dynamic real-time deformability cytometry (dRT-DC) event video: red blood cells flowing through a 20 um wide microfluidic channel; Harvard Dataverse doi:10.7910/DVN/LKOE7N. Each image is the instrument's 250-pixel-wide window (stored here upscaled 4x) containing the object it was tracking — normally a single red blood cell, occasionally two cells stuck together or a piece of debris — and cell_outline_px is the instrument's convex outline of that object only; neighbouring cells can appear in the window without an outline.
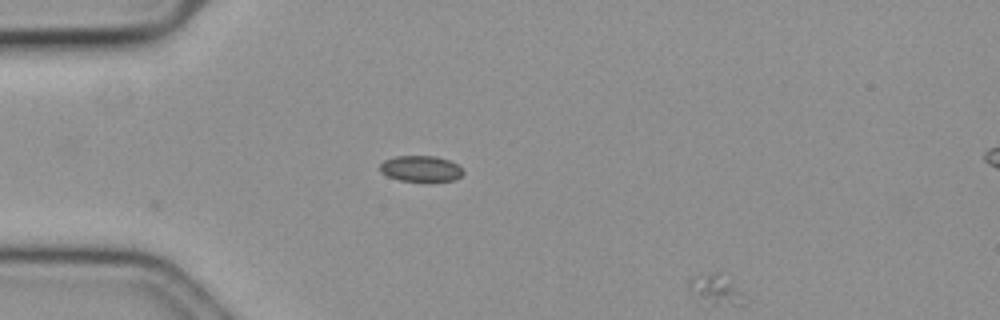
{"species": "common noctule bat (a hibernating species)", "species_latin": "Nyctalus noctula", "temperature_condition": "cold", "stored_images_in_passage": 54, "camera_frame_rate_fps": 3000, "um_per_image_px": 0.085, "animal": {"sex": "female", "body_mass_g": 19.3, "forearm_length_mm": 54.1}, "frame": {"image": 1, "passage_image": 1, "time_ms": 0.0, "image_size_px": [1000, 320], "cell_outline_px": [[748, 304], [696, 304], [688, 292], [688, 280], [692, 276], [712, 272], [720, 272], [740, 292]], "centroid_in_image_um": [60.68, 24.65], "position_along_channel_um": 24.3, "area_um2": 10.12}}